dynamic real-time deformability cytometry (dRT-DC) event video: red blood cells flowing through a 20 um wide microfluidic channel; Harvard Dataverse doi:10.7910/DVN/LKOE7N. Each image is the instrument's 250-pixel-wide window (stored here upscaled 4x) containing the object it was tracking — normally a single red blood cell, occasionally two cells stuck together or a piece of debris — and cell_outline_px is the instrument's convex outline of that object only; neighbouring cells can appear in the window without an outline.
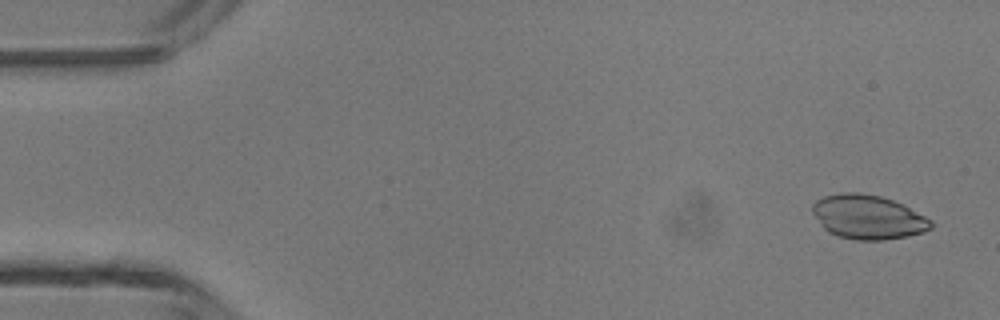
{"species": "common noctule bat (a hibernating species)", "species_latin": "Nyctalus noctula", "temperature_condition": "room temperature", "stored_images_in_passage": 46, "camera_frame_rate_fps": 3000, "um_per_image_px": 0.085, "animal": {"sex": "male", "body_mass_g": 13.3}, "frame": {"image": 1, "passage_image": 2, "time_ms": 0.333, "image_size_px": [1000, 320], "cell_outline_px": [[932, 228], [924, 232], [908, 236], [884, 240], [856, 240], [836, 236], [828, 232], [820, 224], [812, 212], [812, 204], [816, 200], [824, 196], [844, 192], [860, 192], [880, 196], [892, 200], [932, 220]], "centroid_in_image_um": [73.75, 18.46], "position_along_channel_um": 11.3, "area_um2": 30.46}}
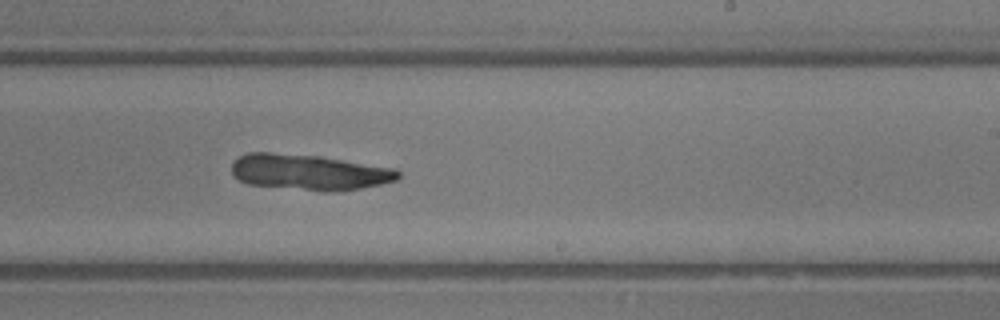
{"frame": {"image": 2, "passage_image": 28, "time_ms": 9.0, "image_size_px": [1000, 320], "cell_outline_px": [[400, 180], [360, 188], [332, 192], [320, 192], [248, 184], [232, 176], [232, 160], [248, 152], [268, 152], [320, 156], [396, 168], [400, 172]], "centroid_in_image_um": [26.28, 14.64], "position_along_channel_um": 262.7, "area_um2": 35.14}}
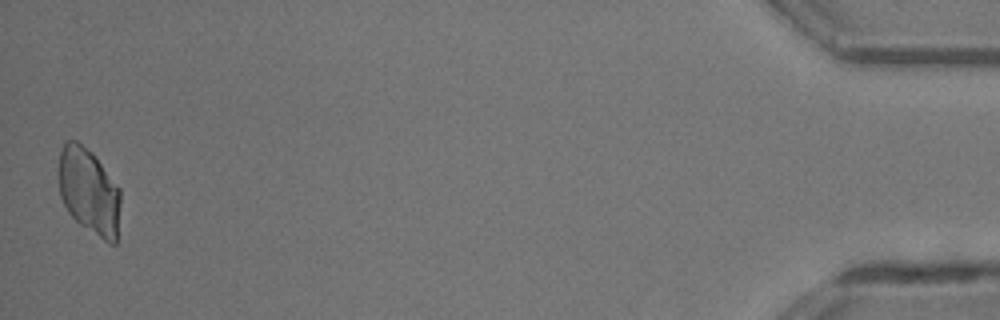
{"frame": {"image": 3, "passage_image": 46, "time_ms": 15.0, "image_size_px": [1000, 320], "cell_outline_px": [[120, 204], [116, 244], [108, 244], [80, 224], [68, 212], [60, 196], [60, 152], [64, 140], [76, 140], [92, 152], [120, 188]], "centroid_in_image_um": [7.58, 16.27], "position_along_channel_um": 427.6, "area_um2": 30.98}}